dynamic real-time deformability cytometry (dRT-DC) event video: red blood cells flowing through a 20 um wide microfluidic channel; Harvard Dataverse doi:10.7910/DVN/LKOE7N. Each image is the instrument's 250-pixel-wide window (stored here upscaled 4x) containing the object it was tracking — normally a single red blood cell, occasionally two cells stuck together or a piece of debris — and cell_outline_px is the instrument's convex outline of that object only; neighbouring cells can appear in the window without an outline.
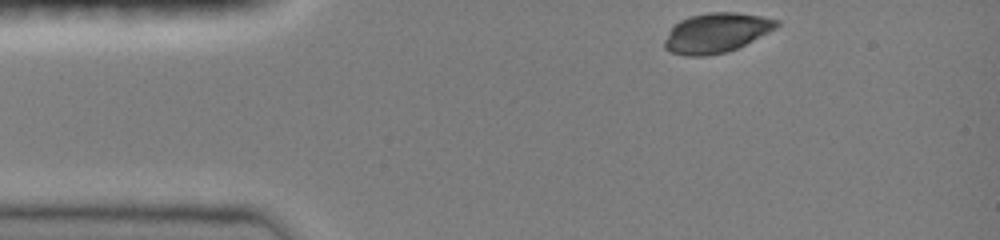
{"species": "common noctule bat (a hibernating species)", "species_latin": "Nyctalus noctula", "temperature_condition": "room temperature", "stored_images_in_passage": 33, "camera_frame_rate_fps": 3000, "um_per_image_px": 0.085, "animal": {"sex": "female", "body_mass_g": 19.0, "forearm_length_mm": 51.5}, "frame": {"image": 1, "passage_image": 1, "time_ms": 0.0, "image_size_px": [1000, 240], "cell_outline_px": [[780, 24], [776, 28], [736, 48], [724, 52], [704, 56], [684, 56], [668, 52], [664, 48], [664, 40], [668, 32], [680, 20], [692, 16], [708, 12], [736, 12], [760, 16], [780, 20]], "centroid_in_image_um": [60.85, 2.79], "position_along_channel_um": 24.1, "area_um2": 25.72}}
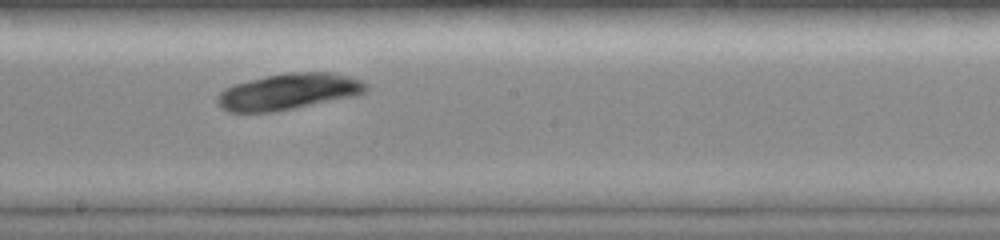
{"frame": {"image": 2, "passage_image": 19, "time_ms": 6.0, "image_size_px": [1000, 240], "cell_outline_px": [[368, 92], [360, 96], [272, 112], [228, 112], [220, 108], [216, 100], [216, 96], [224, 88], [248, 80], [288, 72], [332, 72], [348, 76], [360, 80], [368, 84]], "centroid_in_image_um": [24.57, 7.79], "position_along_channel_um": 223.6, "area_um2": 31.73}}
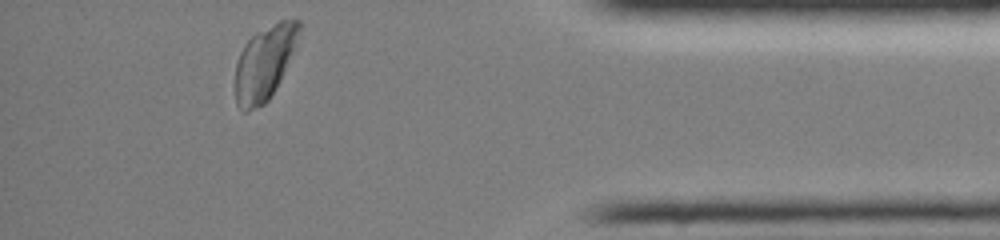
{"frame": {"image": 3, "passage_image": 33, "time_ms": 10.667, "image_size_px": [1000, 240], "cell_outline_px": [[300, 28], [276, 88], [268, 100], [264, 104], [248, 112], [244, 112], [236, 104], [236, 64], [240, 52], [244, 44], [256, 32], [280, 20], [300, 20]], "centroid_in_image_um": [22.42, 5.37], "position_along_channel_um": 412.8, "area_um2": 26.65}}